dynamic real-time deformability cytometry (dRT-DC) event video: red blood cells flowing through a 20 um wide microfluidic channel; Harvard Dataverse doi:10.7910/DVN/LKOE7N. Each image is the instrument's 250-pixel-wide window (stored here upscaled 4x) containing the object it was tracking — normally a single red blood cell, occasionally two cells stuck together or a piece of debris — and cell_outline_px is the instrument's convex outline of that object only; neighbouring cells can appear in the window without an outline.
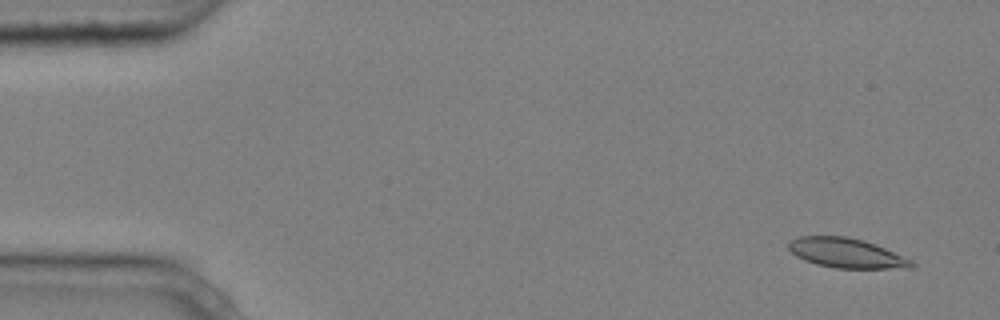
{"species": "common noctule bat (a hibernating species)", "species_latin": "Nyctalus noctula", "temperature_condition": "cold", "stored_images_in_passage": 7, "camera_frame_rate_fps": 3000, "um_per_image_px": 0.085, "animal": {"sex": "male", "body_mass_g": 20.4}, "frame": {"image": 1, "passage_image": 1, "time_ms": 0.0, "image_size_px": [1000, 320], "cell_outline_px": [[916, 268], [836, 268], [816, 264], [804, 260], [796, 256], [788, 248], [788, 240], [796, 236], [844, 236], [864, 240], [884, 248], [912, 260], [916, 264]], "centroid_in_image_um": [71.92, 21.51], "position_along_channel_um": 13.1, "area_um2": 21.33}}
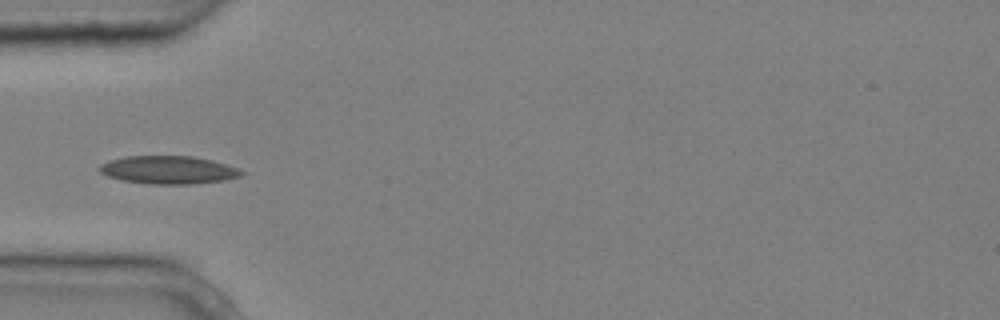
{"frame": {"image": 2, "passage_image": 5, "time_ms": 1.333, "image_size_px": [1000, 320], "cell_outline_px": [[244, 172], [240, 176], [224, 180], [192, 184], [152, 184], [124, 180], [108, 176], [100, 172], [100, 164], [108, 160], [128, 156], [192, 156], [212, 160], [236, 168]], "centroid_in_image_um": [14.3, 14.44], "position_along_channel_um": 70.7, "area_um2": 22.89}}
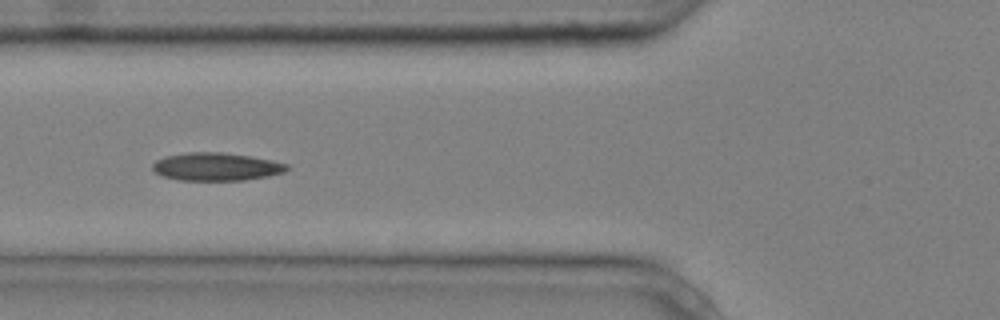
{"frame": {"image": 3, "passage_image": 6, "time_ms": 1.667, "image_size_px": [1000, 320], "cell_outline_px": [[288, 168], [284, 172], [268, 176], [244, 180], [180, 180], [164, 176], [156, 172], [152, 168], [152, 164], [156, 160], [164, 156], [184, 152], [224, 152], [252, 156], [272, 160], [288, 164]], "centroid_in_image_um": [18.38, 14.15], "position_along_channel_um": 107.4, "area_um2": 21.96}}